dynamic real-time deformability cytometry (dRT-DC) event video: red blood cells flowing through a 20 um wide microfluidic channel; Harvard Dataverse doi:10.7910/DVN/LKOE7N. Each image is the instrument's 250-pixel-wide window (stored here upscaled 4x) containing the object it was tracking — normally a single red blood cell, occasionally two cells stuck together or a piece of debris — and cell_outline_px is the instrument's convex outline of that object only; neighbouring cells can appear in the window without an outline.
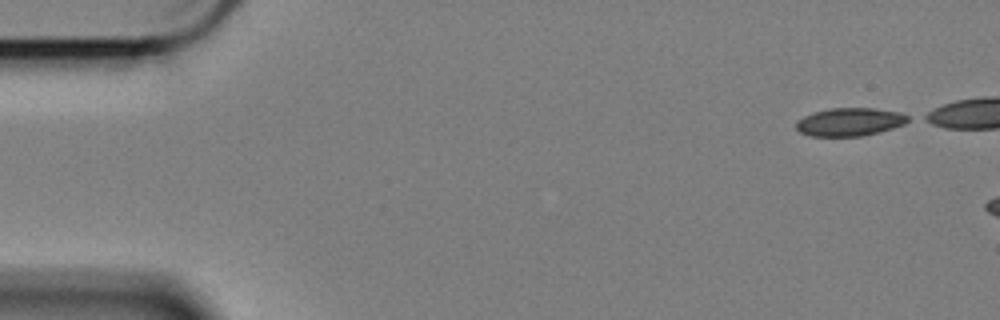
{"species": "Egyptian fruit bat (a non-hibernating species)", "species_latin": "Rousettus aegyptiacus", "temperature_condition": "cold", "stored_images_in_passage": 10, "camera_frame_rate_fps": 3000, "um_per_image_px": 0.085, "animal": {"sex": "female"}, "frame": {"image": 1, "passage_image": 1, "time_ms": 0.0, "image_size_px": [1000, 320], "cell_outline_px": [[912, 120], [904, 124], [892, 128], [860, 136], [812, 136], [800, 132], [796, 128], [796, 120], [804, 116], [816, 112], [832, 108], [872, 108], [900, 112], [908, 116]], "centroid_in_image_um": [72.24, 10.36], "position_along_channel_um": 12.8, "area_um2": 18.15}}